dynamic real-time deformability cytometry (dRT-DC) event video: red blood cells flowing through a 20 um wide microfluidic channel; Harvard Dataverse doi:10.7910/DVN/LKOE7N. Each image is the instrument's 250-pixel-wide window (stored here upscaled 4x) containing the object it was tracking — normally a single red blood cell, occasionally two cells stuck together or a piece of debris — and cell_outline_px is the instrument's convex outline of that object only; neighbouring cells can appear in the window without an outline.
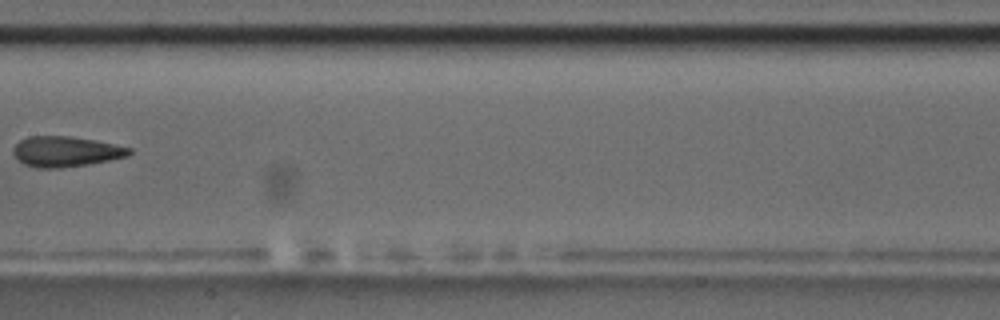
{"species": "common noctule bat (a hibernating species)", "species_latin": "Nyctalus noctula", "temperature_condition": "room temperature", "stored_images_in_passage": 12, "camera_frame_rate_fps": 3000, "um_per_image_px": 0.085, "animal": {"sex": "male", "body_mass_g": 17.5, "forearm_length_mm": 52.3}, "frame": {"image": 1, "passage_image": 9, "time_ms": 9.333, "image_size_px": [1000, 320], "cell_outline_px": [[132, 152], [128, 156], [88, 164], [60, 168], [36, 168], [24, 164], [12, 152], [12, 148], [20, 140], [28, 136], [68, 136], [92, 140], [132, 148]], "centroid_in_image_um": [5.56, 12.88], "position_along_channel_um": 201.8, "area_um2": 20.35}}